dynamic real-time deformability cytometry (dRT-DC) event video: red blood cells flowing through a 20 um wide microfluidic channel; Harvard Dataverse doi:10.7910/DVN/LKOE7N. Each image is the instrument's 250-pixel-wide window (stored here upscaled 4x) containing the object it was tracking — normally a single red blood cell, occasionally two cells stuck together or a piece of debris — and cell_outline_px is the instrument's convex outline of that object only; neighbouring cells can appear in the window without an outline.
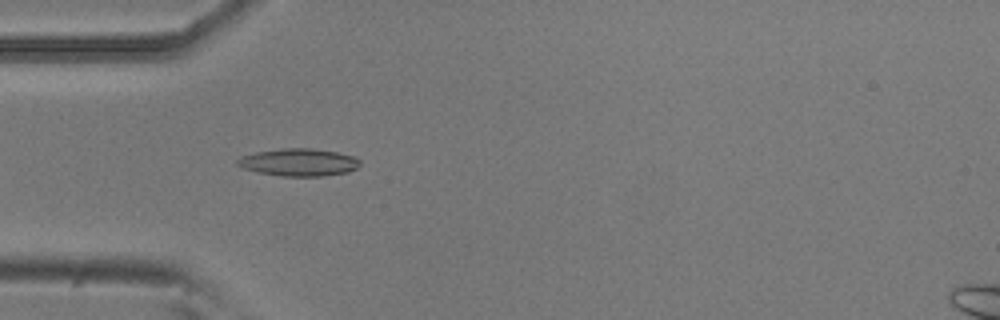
{"species": "common noctule bat (a hibernating species)", "species_latin": "Nyctalus noctula", "temperature_condition": "room temperature", "stored_images_in_passage": 28, "camera_frame_rate_fps": 3000, "um_per_image_px": 0.085, "animal": {"sex": "male", "body_mass_g": 20.5, "forearm_length_mm": 52.5}, "frame": {"image": 1, "passage_image": 9, "time_ms": 2.667, "image_size_px": [1000, 320], "cell_outline_px": [[360, 164], [356, 168], [348, 172], [324, 176], [280, 176], [260, 172], [244, 168], [236, 164], [236, 160], [240, 156], [256, 152], [280, 148], [312, 148], [336, 152], [356, 156], [360, 160]], "centroid_in_image_um": [25.41, 13.79], "position_along_channel_um": 59.6, "area_um2": 19.71}}
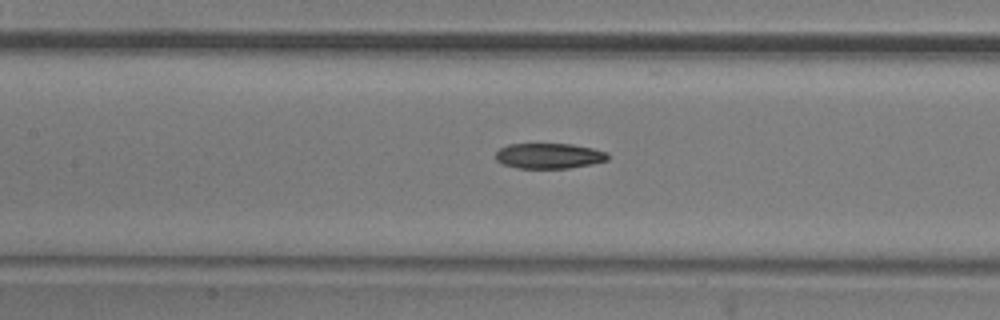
{"frame": {"image": 2, "passage_image": 17, "time_ms": 5.333, "image_size_px": [1000, 320], "cell_outline_px": [[608, 160], [592, 164], [568, 168], [516, 168], [500, 164], [496, 160], [496, 152], [500, 148], [508, 144], [572, 144], [592, 148], [608, 152]], "centroid_in_image_um": [46.65, 13.25], "position_along_channel_um": 160.8, "area_um2": 16.7}}
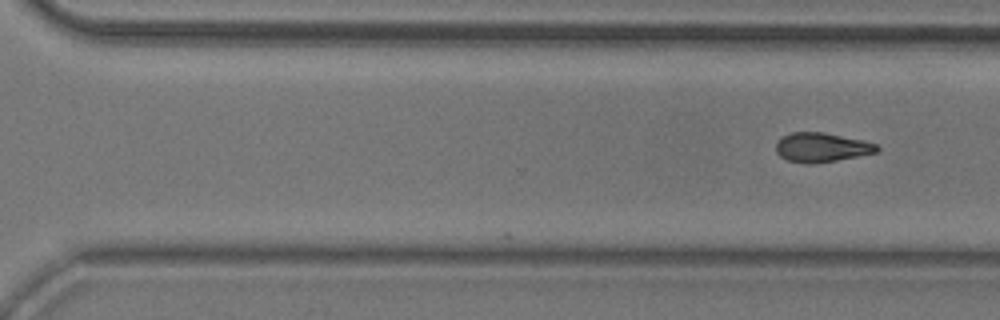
{"frame": {"image": 3, "passage_image": 28, "time_ms": 9.0, "image_size_px": [1000, 320], "cell_outline_px": [[880, 148], [876, 152], [836, 160], [812, 164], [808, 164], [788, 160], [780, 156], [776, 152], [776, 144], [784, 136], [792, 132], [824, 132], [860, 140], [876, 144]], "centroid_in_image_um": [69.81, 12.53], "position_along_channel_um": 300.8, "area_um2": 16.88}}